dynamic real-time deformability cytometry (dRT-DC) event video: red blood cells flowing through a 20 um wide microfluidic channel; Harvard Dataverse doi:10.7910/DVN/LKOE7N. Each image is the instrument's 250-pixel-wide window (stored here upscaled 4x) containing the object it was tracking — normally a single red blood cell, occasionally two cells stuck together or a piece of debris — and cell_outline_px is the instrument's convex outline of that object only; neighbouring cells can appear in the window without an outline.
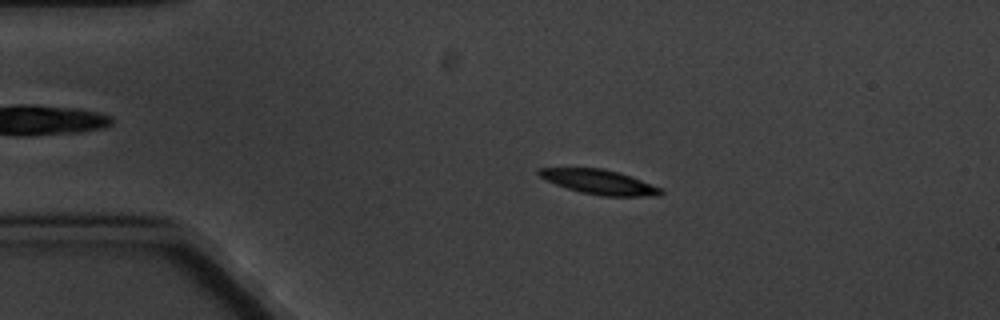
{"species": "common noctule bat (a hibernating species)", "species_latin": "Nyctalus noctula", "temperature_condition": "cold", "stored_images_in_passage": 7, "camera_frame_rate_fps": 3000, "um_per_image_px": 0.085, "animal": {"sex": "male", "body_mass_g": 20.1, "forearm_length_mm": 53.5}, "frame": {"image": 1, "passage_image": 3, "time_ms": 2.333, "image_size_px": [1000, 320], "cell_outline_px": [[664, 192], [660, 196], [600, 196], [580, 192], [544, 180], [536, 172], [536, 168], [600, 168], [616, 172], [640, 180], [660, 188]], "centroid_in_image_um": [50.89, 15.47], "position_along_channel_um": 34.1, "area_um2": 17.22}}
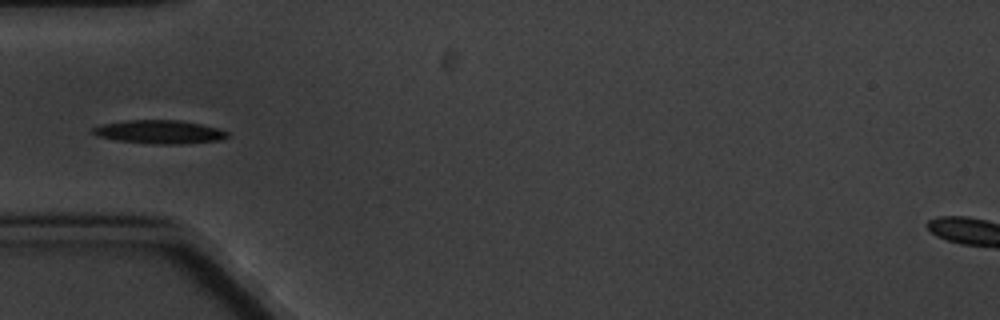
{"frame": {"image": 2, "passage_image": 5, "time_ms": 4.667, "image_size_px": [1000, 320], "cell_outline_px": [[228, 136], [220, 140], [180, 144], [152, 144], [116, 140], [96, 136], [92, 132], [92, 128], [104, 124], [124, 120], [180, 120], [200, 124], [216, 128], [228, 132]], "centroid_in_image_um": [13.52, 11.21], "position_along_channel_um": 71.5, "area_um2": 18.32}}
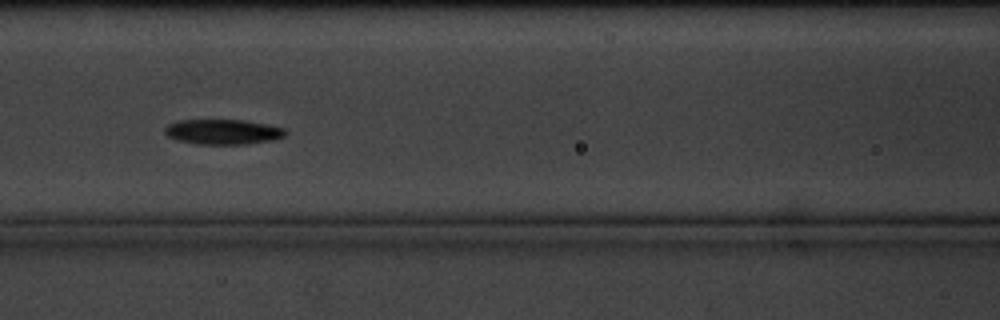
{"frame": {"image": 3, "passage_image": 7, "time_ms": 7.0, "image_size_px": [1000, 320], "cell_outline_px": [[288, 132], [284, 136], [272, 140], [244, 144], [196, 144], [176, 140], [168, 136], [164, 132], [164, 128], [168, 124], [180, 120], [244, 120], [284, 128]], "centroid_in_image_um": [18.92, 11.21], "position_along_channel_um": 147.7, "area_um2": 17.57}}